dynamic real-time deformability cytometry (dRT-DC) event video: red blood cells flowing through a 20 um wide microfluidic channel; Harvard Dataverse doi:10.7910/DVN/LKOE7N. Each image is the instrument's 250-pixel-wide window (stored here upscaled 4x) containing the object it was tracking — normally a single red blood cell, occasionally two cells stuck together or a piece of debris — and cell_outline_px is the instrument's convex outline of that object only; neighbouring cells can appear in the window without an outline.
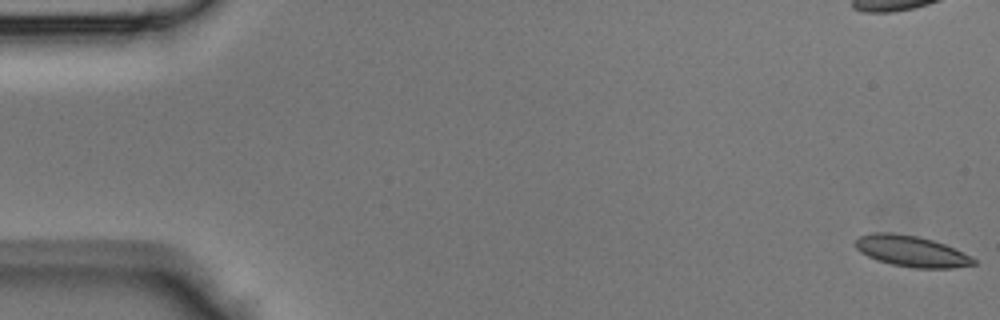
{"species": "Egyptian fruit bat (a non-hibernating species)", "species_latin": "Rousettus aegyptiacus", "temperature_condition": "room temperature", "stored_images_in_passage": 46, "camera_frame_rate_fps": 3000, "um_per_image_px": 0.085, "animal": {"sex": "male"}, "frame": {"image": 1, "passage_image": 1, "time_ms": 0.0, "image_size_px": [1000, 320], "cell_outline_px": [[976, 264], [952, 268], [916, 268], [892, 264], [876, 260], [860, 252], [856, 248], [856, 240], [860, 236], [872, 232], [892, 232], [916, 236], [932, 240], [944, 244], [972, 256], [976, 260]], "centroid_in_image_um": [77.47, 21.35], "position_along_channel_um": 7.5, "area_um2": 21.27}}